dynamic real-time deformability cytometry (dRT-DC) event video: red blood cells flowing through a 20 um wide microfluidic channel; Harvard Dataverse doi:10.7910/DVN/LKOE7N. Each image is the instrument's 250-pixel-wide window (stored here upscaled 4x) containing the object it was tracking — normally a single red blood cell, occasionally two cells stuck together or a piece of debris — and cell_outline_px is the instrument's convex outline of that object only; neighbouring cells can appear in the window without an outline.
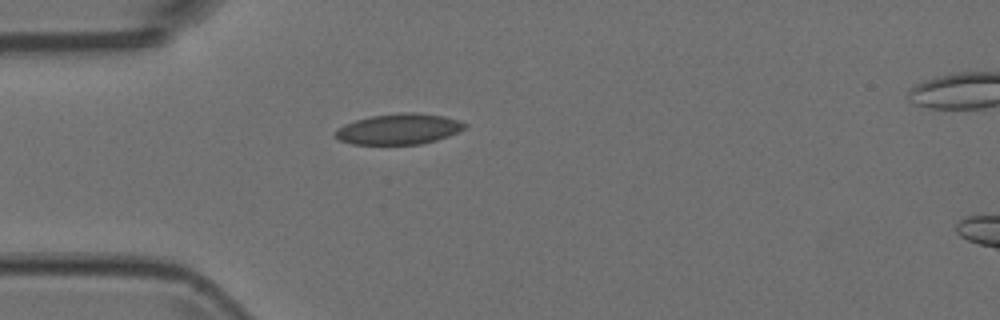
{"species": "Egyptian fruit bat (a non-hibernating species)", "species_latin": "Rousettus aegyptiacus", "temperature_condition": "room temperature", "stored_images_in_passage": 2, "camera_frame_rate_fps": 3000, "um_per_image_px": 0.085, "animal": {"sex": "female"}, "frame": {"image": 1, "passage_image": 1, "time_ms": 0.0, "image_size_px": [1000, 320], "cell_outline_px": [[468, 124], [460, 132], [436, 140], [420, 144], [352, 144], [340, 140], [336, 136], [336, 132], [344, 124], [356, 120], [372, 116], [404, 112], [412, 112], [444, 116], [460, 120]], "centroid_in_image_um": [33.96, 10.96], "position_along_channel_um": 51.0, "area_um2": 22.95}}